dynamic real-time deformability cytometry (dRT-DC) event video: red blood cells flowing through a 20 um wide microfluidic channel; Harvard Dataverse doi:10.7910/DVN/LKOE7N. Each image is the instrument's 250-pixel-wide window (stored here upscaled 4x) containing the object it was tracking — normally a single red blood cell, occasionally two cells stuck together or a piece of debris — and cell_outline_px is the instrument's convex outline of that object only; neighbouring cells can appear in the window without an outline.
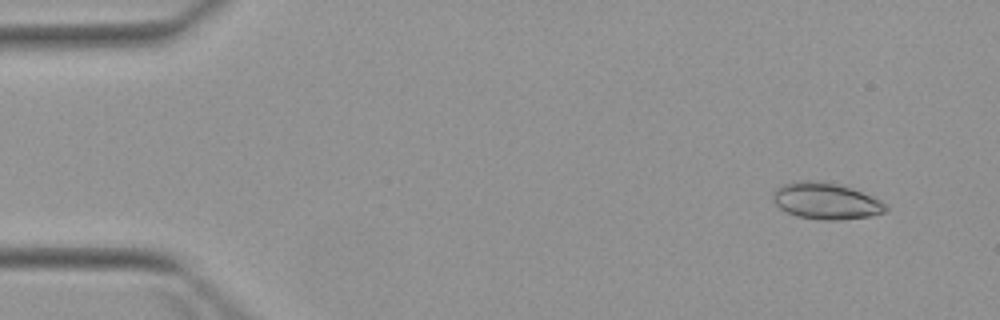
{"species": "Egyptian fruit bat (a non-hibernating species)", "species_latin": "Rousettus aegyptiacus", "temperature_condition": "warm", "stored_images_in_passage": 3, "camera_frame_rate_fps": 3000, "um_per_image_px": 0.085, "animal": {"sex": "female"}, "frame": {"image": 1, "passage_image": 1, "time_ms": 0.0, "image_size_px": [1000, 320], "cell_outline_px": [[888, 208], [884, 212], [872, 216], [840, 220], [824, 220], [800, 216], [788, 212], [780, 208], [772, 200], [772, 192], [776, 188], [784, 184], [800, 180], [824, 180], [840, 184], [852, 188], [872, 196], [880, 200]], "centroid_in_image_um": [70.2, 17.06], "position_along_channel_um": 14.8, "area_um2": 24.1}}